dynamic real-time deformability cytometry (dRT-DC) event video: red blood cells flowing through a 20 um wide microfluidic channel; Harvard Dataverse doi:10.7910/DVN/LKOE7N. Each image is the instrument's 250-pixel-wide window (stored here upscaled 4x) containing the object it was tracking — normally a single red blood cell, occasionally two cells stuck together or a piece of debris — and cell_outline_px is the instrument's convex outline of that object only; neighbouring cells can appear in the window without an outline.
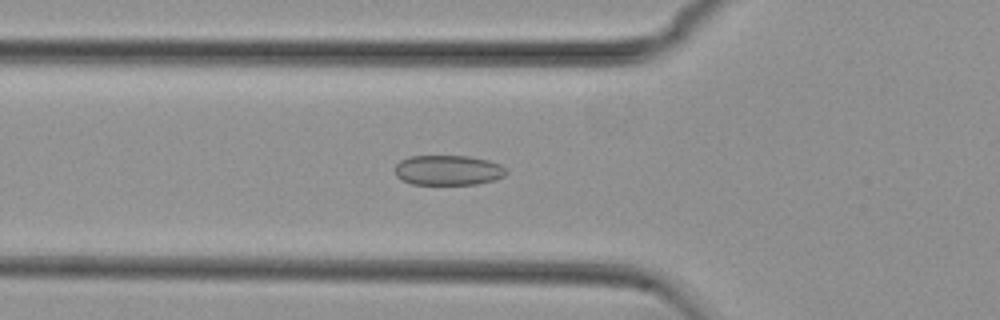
{"species": "common noctule bat (a hibernating species)", "species_latin": "Nyctalus noctula", "temperature_condition": "cold", "stored_images_in_passage": 54, "camera_frame_rate_fps": 3000, "um_per_image_px": 0.085, "animal": {"sex": "female", "body_mass_g": 29.2, "forearm_length_mm": 56.3}, "frame": {"image": 1, "passage_image": 18, "time_ms": 5.667, "image_size_px": [1000, 320], "cell_outline_px": [[508, 172], [504, 176], [496, 180], [476, 184], [412, 184], [396, 176], [392, 168], [400, 160], [408, 156], [468, 156], [488, 160], [500, 164]], "centroid_in_image_um": [38.07, 14.46], "position_along_channel_um": 87.7, "area_um2": 19.65}}
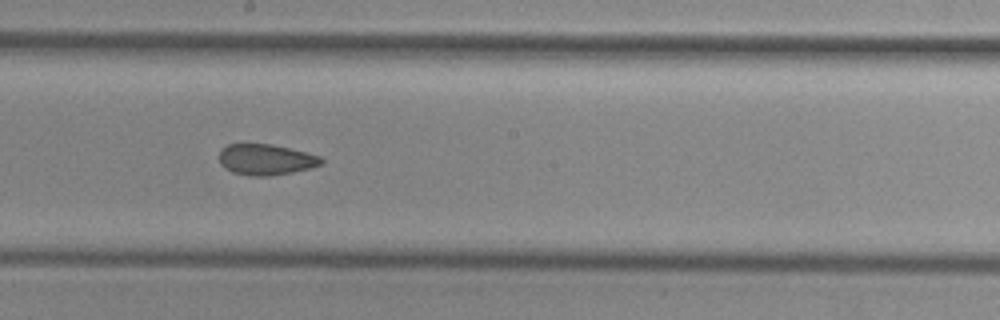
{"frame": {"image": 2, "passage_image": 29, "time_ms": 9.333, "image_size_px": [1000, 320], "cell_outline_px": [[324, 164], [312, 168], [272, 176], [248, 176], [232, 172], [224, 168], [220, 164], [220, 148], [228, 144], [272, 144], [320, 156], [324, 160]], "centroid_in_image_um": [22.6, 13.57], "position_along_channel_um": 225.6, "area_um2": 18.55}}
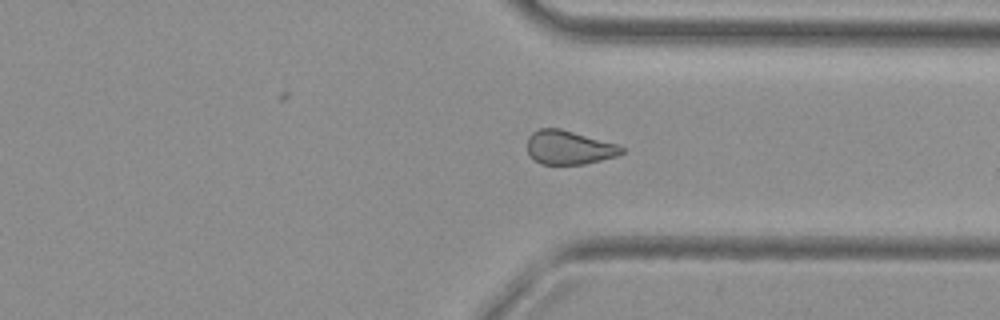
{"frame": {"image": 3, "passage_image": 40, "time_ms": 13.0, "image_size_px": [1000, 320], "cell_outline_px": [[624, 152], [616, 156], [584, 164], [540, 164], [528, 152], [528, 136], [532, 132], [540, 128], [560, 128], [616, 144], [624, 148]], "centroid_in_image_um": [48.35, 12.53], "position_along_channel_um": 363.1, "area_um2": 18.38}, "authors_computed_cell_mechanics": {"area_um2": 19.8254, "velocity_mm_per_s": 3.7495, "shape_relaxation_time_tau1_ms": null, "shape_relaxation_time_tau2_ms": 2.2448, "deformation_change_tau1": null, "deformation_change_tau2": 0.0862}}